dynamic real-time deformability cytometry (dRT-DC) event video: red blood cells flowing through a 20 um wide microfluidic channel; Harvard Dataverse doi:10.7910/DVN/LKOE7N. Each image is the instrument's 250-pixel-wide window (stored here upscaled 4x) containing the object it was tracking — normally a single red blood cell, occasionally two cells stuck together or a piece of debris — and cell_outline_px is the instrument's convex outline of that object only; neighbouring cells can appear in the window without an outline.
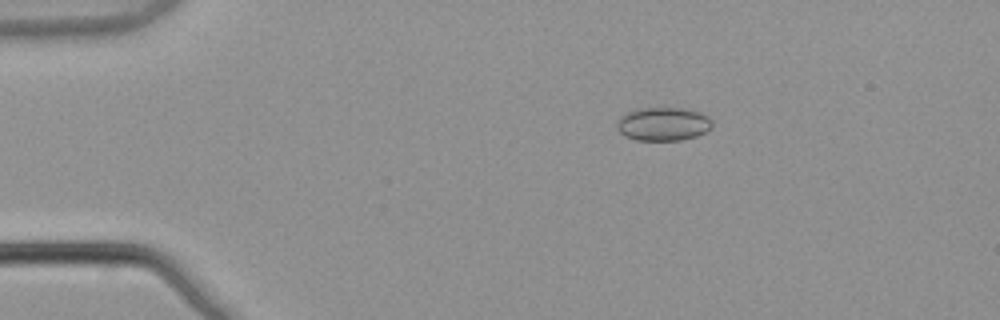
{"species": "common noctule bat (a hibernating species)", "species_latin": "Nyctalus noctula", "temperature_condition": "warm", "stored_images_in_passage": 3, "camera_frame_rate_fps": 3000, "um_per_image_px": 0.085, "animal": {"sex": "male", "body_mass_g": 21.5, "forearm_length_mm": 52.0}, "frame": {"image": 1, "passage_image": 1, "time_ms": 0.0, "image_size_px": [1000, 320], "cell_outline_px": [[712, 128], [696, 136], [680, 140], [636, 140], [624, 136], [616, 128], [616, 120], [620, 116], [636, 108], [680, 108], [700, 112], [708, 116], [712, 120]], "centroid_in_image_um": [56.34, 10.54], "position_along_channel_um": 28.7, "area_um2": 18.73}}
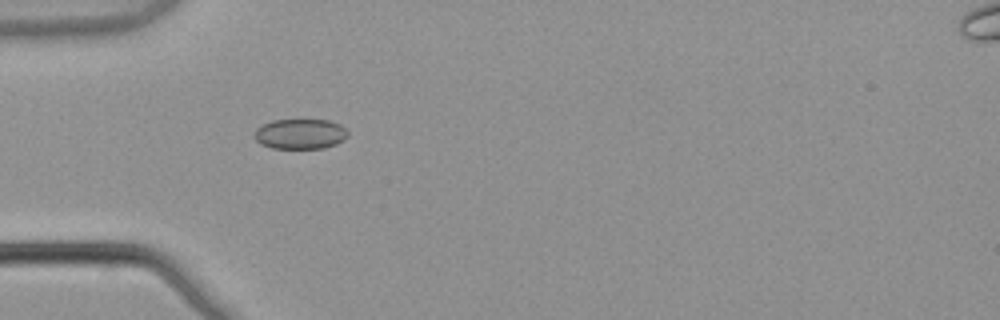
{"frame": {"image": 2, "passage_image": 3, "time_ms": 0.667, "image_size_px": [1000, 320], "cell_outline_px": [[348, 136], [344, 140], [336, 144], [324, 148], [272, 148], [260, 144], [252, 136], [256, 128], [272, 120], [328, 120], [340, 124], [348, 132]], "centroid_in_image_um": [25.51, 11.39], "position_along_channel_um": 59.5, "area_um2": 16.53}}